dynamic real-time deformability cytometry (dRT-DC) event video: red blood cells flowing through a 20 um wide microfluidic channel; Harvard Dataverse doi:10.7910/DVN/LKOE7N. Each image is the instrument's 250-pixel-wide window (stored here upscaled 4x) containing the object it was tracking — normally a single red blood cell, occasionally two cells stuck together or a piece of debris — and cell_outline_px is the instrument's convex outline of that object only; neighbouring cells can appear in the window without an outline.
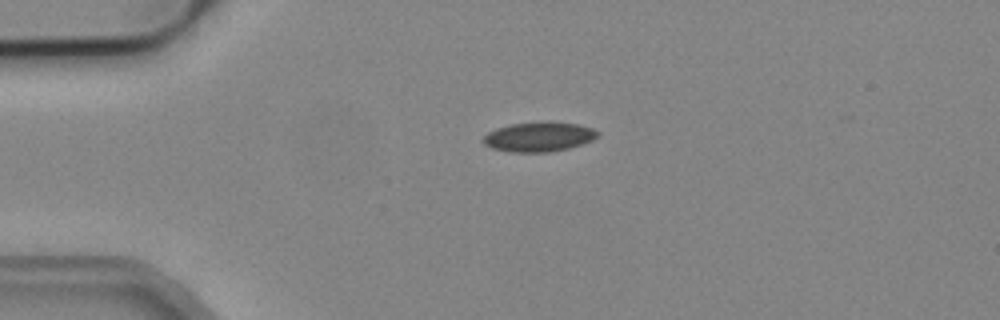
{"species": "common noctule bat (a hibernating species)", "species_latin": "Nyctalus noctula", "temperature_condition": "cold", "stored_images_in_passage": 1, "camera_frame_rate_fps": 3000, "um_per_image_px": 0.085, "animal": {"sex": "male", "body_mass_g": 19.2, "forearm_length_mm": 51.8}, "frame": {"image": 1, "passage_image": 1, "time_ms": 0.0, "image_size_px": [1000, 320], "cell_outline_px": [[600, 136], [592, 140], [568, 148], [548, 152], [512, 152], [492, 148], [484, 144], [480, 140], [488, 132], [496, 128], [512, 124], [540, 120], [548, 120], [580, 124], [592, 128], [600, 132]], "centroid_in_image_um": [45.81, 11.6], "position_along_channel_um": 39.2, "area_um2": 20.17}}